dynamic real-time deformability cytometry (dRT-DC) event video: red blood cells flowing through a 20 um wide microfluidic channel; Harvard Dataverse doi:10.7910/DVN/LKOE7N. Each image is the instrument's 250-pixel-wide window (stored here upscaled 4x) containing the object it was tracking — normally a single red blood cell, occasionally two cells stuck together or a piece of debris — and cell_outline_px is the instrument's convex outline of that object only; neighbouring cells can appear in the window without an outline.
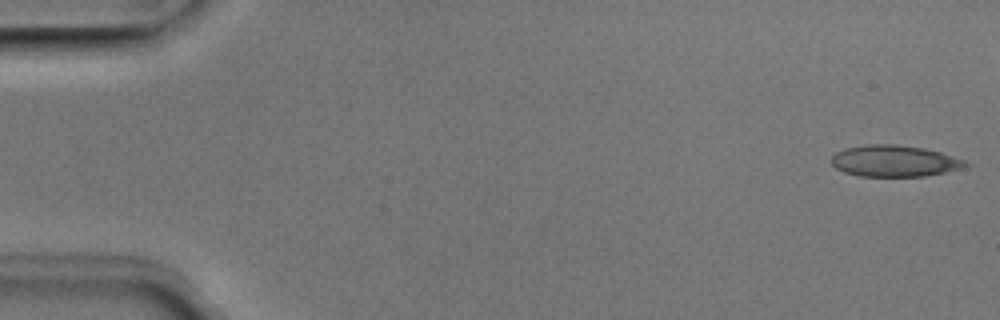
{"species": "Egyptian fruit bat (a non-hibernating species)", "species_latin": "Rousettus aegyptiacus", "temperature_condition": "room temperature", "stored_images_in_passage": 17, "camera_frame_rate_fps": 3000, "um_per_image_px": 0.085, "animal": {"sex": "male"}, "frame": {"image": 1, "passage_image": 1, "time_ms": 0.0, "image_size_px": [1000, 320], "cell_outline_px": [[968, 164], [960, 168], [944, 172], [924, 176], [860, 176], [844, 172], [836, 168], [832, 164], [832, 156], [836, 152], [844, 148], [872, 144], [896, 144], [924, 148], [940, 152], [964, 160]], "centroid_in_image_um": [75.98, 13.68], "position_along_channel_um": 9.0, "area_um2": 24.28}}
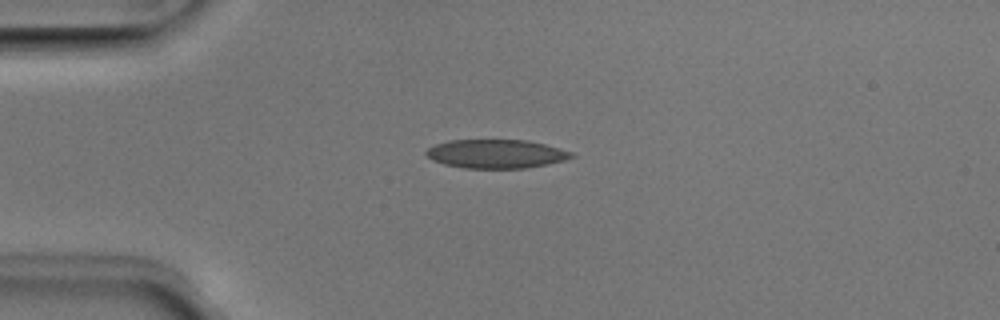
{"frame": {"image": 2, "passage_image": 12, "time_ms": 3.667, "image_size_px": [1000, 320], "cell_outline_px": [[576, 156], [564, 160], [548, 164], [524, 168], [464, 168], [444, 164], [432, 160], [424, 152], [428, 148], [436, 144], [448, 140], [528, 140], [560, 148], [572, 152]], "centroid_in_image_um": [42.17, 13.07], "position_along_channel_um": 42.8, "area_um2": 24.33}}